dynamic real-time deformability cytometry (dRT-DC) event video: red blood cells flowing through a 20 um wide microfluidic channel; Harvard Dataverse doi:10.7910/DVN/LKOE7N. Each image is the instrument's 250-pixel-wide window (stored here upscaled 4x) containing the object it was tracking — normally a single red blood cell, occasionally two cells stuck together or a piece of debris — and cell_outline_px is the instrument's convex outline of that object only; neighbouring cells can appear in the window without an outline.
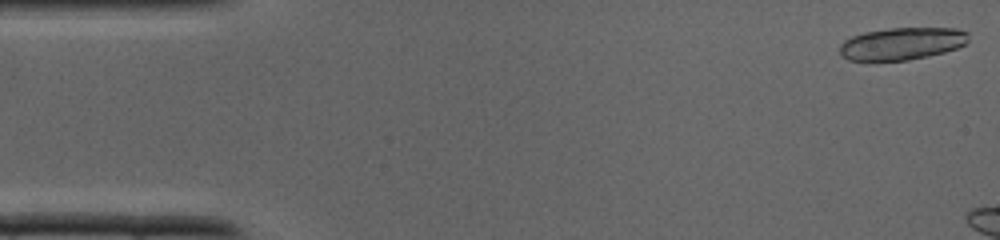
{"species": "common noctule bat (a hibernating species)", "species_latin": "Nyctalus noctula", "temperature_condition": "cold", "stored_images_in_passage": 4, "camera_frame_rate_fps": 3000, "um_per_image_px": 0.085, "animal": {"sex": "male", "body_mass_g": 19.0, "forearm_length_mm": 50.8}, "frame": {"image": 1, "passage_image": 1, "time_ms": 0.0, "image_size_px": [1000, 240], "cell_outline_px": [[968, 40], [964, 44], [956, 48], [944, 52], [928, 56], [908, 60], [848, 60], [840, 52], [840, 44], [844, 40], [852, 36], [864, 32], [892, 28], [956, 28], [968, 32]], "centroid_in_image_um": [76.67, 3.7], "position_along_channel_um": 8.3, "area_um2": 24.1}}